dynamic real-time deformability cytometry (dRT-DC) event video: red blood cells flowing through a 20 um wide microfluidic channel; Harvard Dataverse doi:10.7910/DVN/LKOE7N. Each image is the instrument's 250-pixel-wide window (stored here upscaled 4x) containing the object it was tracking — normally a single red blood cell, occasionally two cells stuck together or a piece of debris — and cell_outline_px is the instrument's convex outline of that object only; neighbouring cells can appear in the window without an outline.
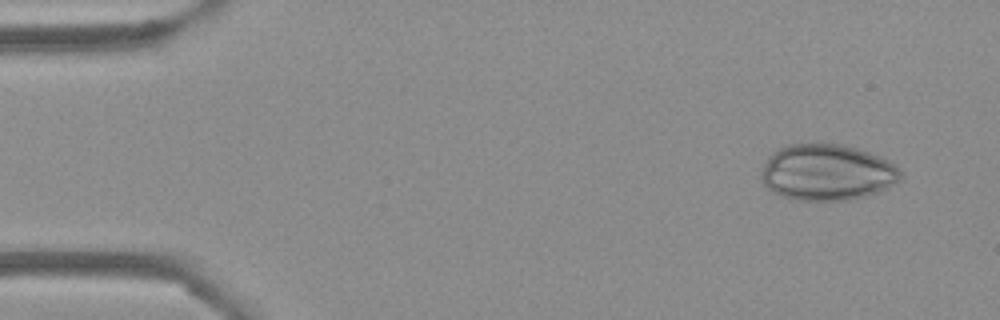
{"species": "Egyptian fruit bat (a non-hibernating species)", "species_latin": "Rousettus aegyptiacus", "temperature_condition": "cold", "stored_images_in_passage": 53, "camera_frame_rate_fps": 3000, "um_per_image_px": 0.085, "frame": {"image": 1, "passage_image": 4, "time_ms": 1.0, "image_size_px": [1000, 320], "cell_outline_px": [[904, 176], [900, 180], [880, 192], [868, 196], [848, 200], [792, 200], [780, 196], [768, 188], [764, 184], [760, 176], [760, 172], [768, 156], [772, 152], [784, 144], [816, 140], [844, 144], [868, 152], [888, 160], [896, 164], [904, 172]], "centroid_in_image_um": [70.3, 14.61], "position_along_channel_um": 14.7, "area_um2": 47.16}}
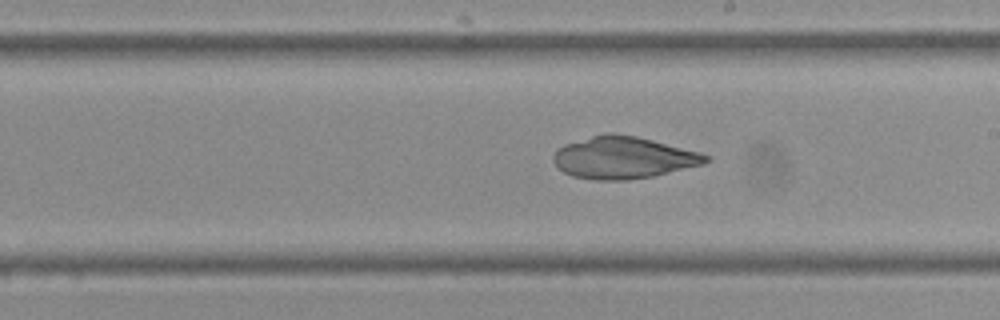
{"frame": {"image": 2, "passage_image": 30, "time_ms": 9.667, "image_size_px": [1000, 320], "cell_outline_px": [[712, 160], [704, 164], [652, 176], [628, 180], [596, 180], [572, 176], [564, 172], [552, 160], [552, 156], [556, 148], [564, 144], [604, 132], [612, 132], [636, 136], [700, 152], [708, 156]], "centroid_in_image_um": [52.96, 13.39], "position_along_channel_um": 236.0, "area_um2": 37.4}}
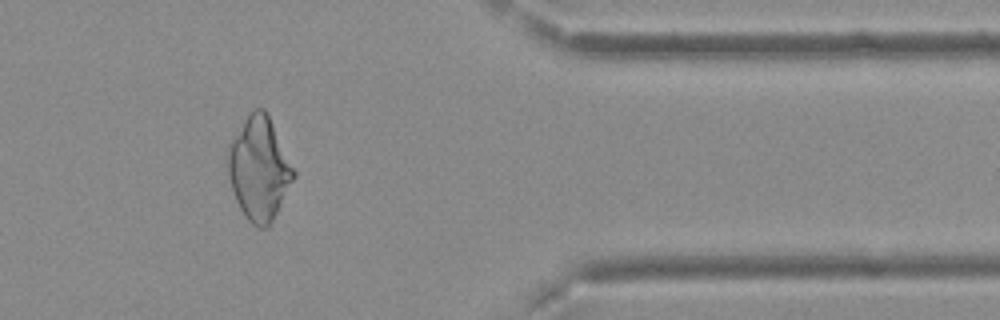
{"frame": {"image": 3, "passage_image": 44, "time_ms": 14.333, "image_size_px": [1000, 320], "cell_outline_px": [[296, 176], [268, 228], [256, 228], [248, 220], [240, 208], [236, 200], [228, 176], [224, 156], [224, 152], [228, 144], [248, 112], [252, 108], [264, 108], [268, 112], [296, 172]], "centroid_in_image_um": [21.99, 14.28], "position_along_channel_um": 389.4, "area_um2": 40.29}}